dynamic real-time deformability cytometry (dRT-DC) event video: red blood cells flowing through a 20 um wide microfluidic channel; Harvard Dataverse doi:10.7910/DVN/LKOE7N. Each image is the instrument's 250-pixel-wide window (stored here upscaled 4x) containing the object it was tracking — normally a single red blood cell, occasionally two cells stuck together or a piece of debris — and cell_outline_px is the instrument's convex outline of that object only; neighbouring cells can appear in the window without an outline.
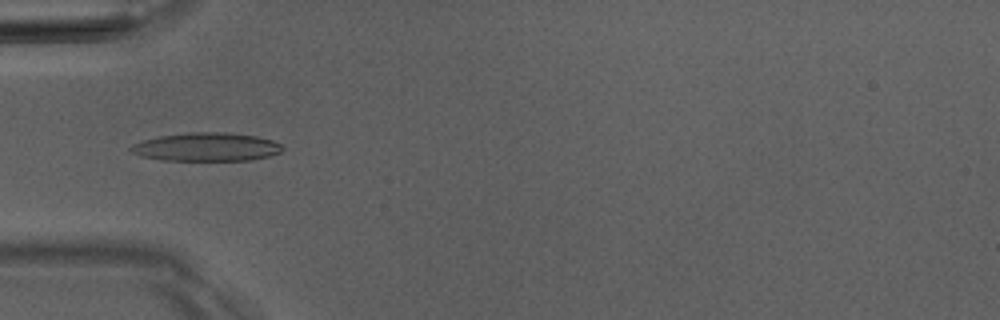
{"species": "Egyptian fruit bat (a non-hibernating species)", "species_latin": "Rousettus aegyptiacus", "temperature_condition": "room temperature", "stored_images_in_passage": 5, "camera_frame_rate_fps": 3000, "um_per_image_px": 0.085, "animal": {"sex": "male"}, "frame": {"image": 1, "passage_image": 5, "time_ms": 5.333, "image_size_px": [1000, 320], "cell_outline_px": [[284, 148], [280, 152], [268, 156], [252, 160], [164, 160], [140, 156], [132, 152], [128, 148], [132, 144], [144, 140], [160, 136], [192, 132], [224, 132], [256, 136], [272, 140], [280, 144]], "centroid_in_image_um": [17.54, 12.49], "position_along_channel_um": 67.5, "area_um2": 24.97}}